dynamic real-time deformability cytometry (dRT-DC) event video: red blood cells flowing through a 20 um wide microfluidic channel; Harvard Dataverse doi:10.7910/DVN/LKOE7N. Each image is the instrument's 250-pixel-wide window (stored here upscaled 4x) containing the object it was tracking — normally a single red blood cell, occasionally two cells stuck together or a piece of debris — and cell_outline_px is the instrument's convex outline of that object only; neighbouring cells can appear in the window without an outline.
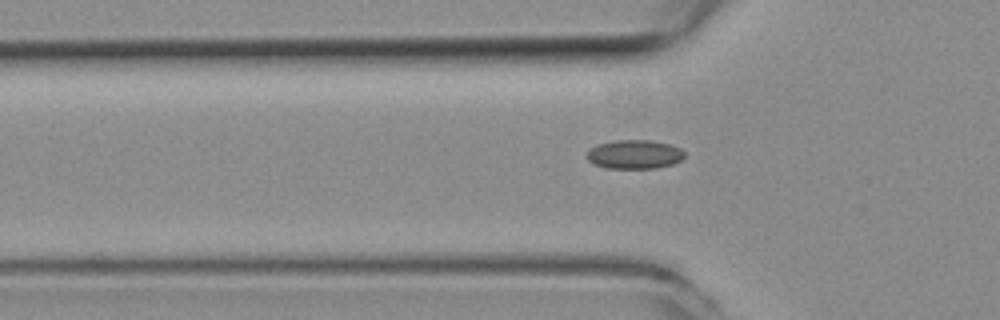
{"species": "common noctule bat (a hibernating species)", "species_latin": "Nyctalus noctula", "temperature_condition": "room temperature", "stored_images_in_passage": 40, "camera_frame_rate_fps": 3000, "um_per_image_px": 0.085, "animal": {"sex": "female", "body_mass_g": 19.3, "forearm_length_mm": 54.1}, "frame": {"image": 1, "passage_image": 5, "time_ms": 1.333, "image_size_px": [1000, 320], "cell_outline_px": [[684, 160], [672, 164], [656, 168], [604, 168], [588, 160], [588, 152], [596, 144], [616, 140], [652, 140], [668, 144], [680, 148], [684, 152]], "centroid_in_image_um": [53.96, 13.12], "position_along_channel_um": 71.8, "area_um2": 16.42}}
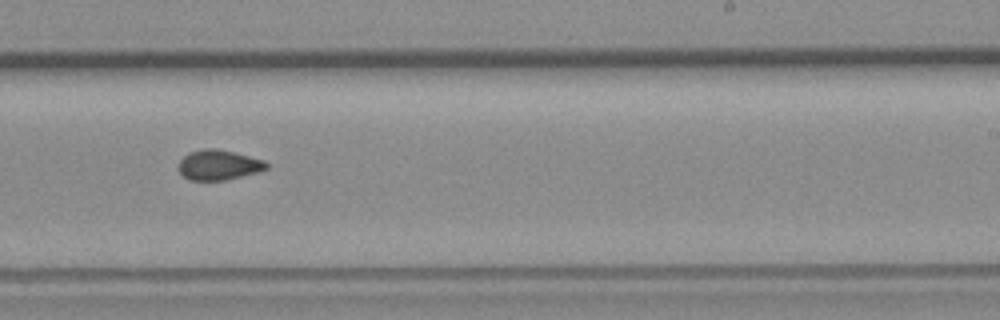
{"frame": {"image": 2, "passage_image": 20, "time_ms": 6.333, "image_size_px": [1000, 320], "cell_outline_px": [[268, 168], [256, 172], [224, 180], [188, 180], [176, 168], [180, 160], [188, 152], [204, 148], [216, 148], [264, 160], [268, 164]], "centroid_in_image_um": [18.53, 14.01], "position_along_channel_um": 270.5, "area_um2": 15.32}}
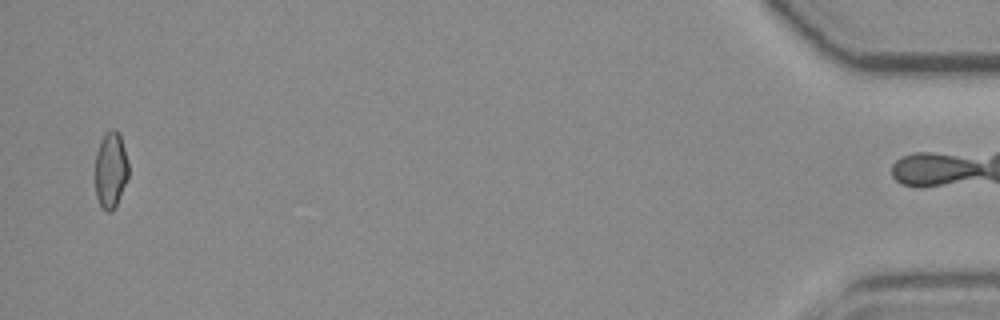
{"frame": {"image": 3, "passage_image": 39, "time_ms": 12.667, "image_size_px": [1000, 320], "cell_outline_px": [[128, 176], [120, 196], [112, 212], [108, 212], [100, 204], [96, 196], [96, 152], [100, 140], [104, 132], [112, 128], [116, 128], [120, 132], [128, 164]], "centroid_in_image_um": [9.41, 14.37], "position_along_channel_um": 425.8, "area_um2": 14.8}, "authors_computed_cell_mechanics": {"area_um2": 15.3748, "velocity_mm_per_s": 3.9585, "shape_relaxation_time_tau1_ms": null, "shape_relaxation_time_tau2_ms": 2.9128, "deformation_change_tau1": null, "deformation_change_tau2": 0.0739}}